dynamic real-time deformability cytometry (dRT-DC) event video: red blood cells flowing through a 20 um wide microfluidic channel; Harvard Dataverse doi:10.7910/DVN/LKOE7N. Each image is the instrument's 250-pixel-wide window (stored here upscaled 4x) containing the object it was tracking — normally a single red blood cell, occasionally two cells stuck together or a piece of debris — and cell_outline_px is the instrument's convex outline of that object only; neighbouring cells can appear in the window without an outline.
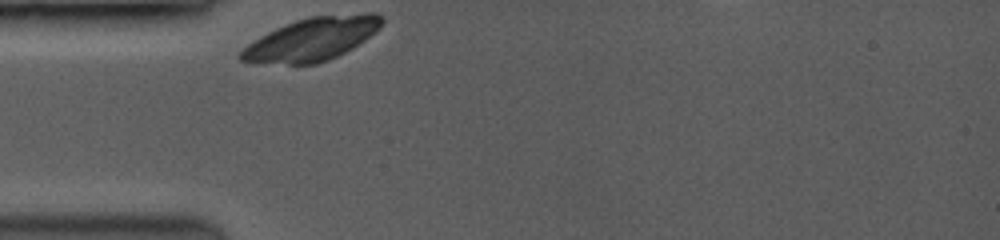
{"species": "common noctule bat (a hibernating species)", "species_latin": "Nyctalus noctula", "temperature_condition": "room temperature", "stored_images_in_passage": 9, "camera_frame_rate_fps": 3500, "um_per_image_px": 0.085, "animal": {"sex": "female", "body_mass_g": 19.0, "forearm_length_mm": 53.3}, "frame": {"image": 1, "passage_image": 1, "time_ms": 0.0, "image_size_px": [1000, 240], "cell_outline_px": [[384, 20], [380, 28], [364, 40], [352, 48], [328, 60], [316, 64], [288, 64], [240, 60], [236, 56], [248, 44], [260, 36], [276, 28], [296, 20], [312, 16], [364, 12], [376, 12], [384, 16]], "centroid_in_image_um": [26.57, 3.3], "position_along_channel_um": 58.4, "area_um2": 35.14}}